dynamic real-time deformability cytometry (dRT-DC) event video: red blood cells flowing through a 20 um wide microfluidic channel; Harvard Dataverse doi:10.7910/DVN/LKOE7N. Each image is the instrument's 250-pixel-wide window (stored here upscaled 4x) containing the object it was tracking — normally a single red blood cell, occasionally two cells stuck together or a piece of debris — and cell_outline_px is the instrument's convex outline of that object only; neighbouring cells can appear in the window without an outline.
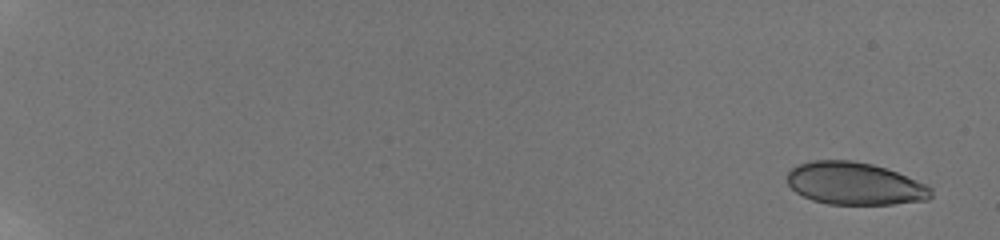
{"species": "human", "species_latin": "Homo sapiens", "temperature_condition": "room temperature", "stored_images_in_passage": 25, "camera_frame_rate_fps": 3000, "um_per_image_px": 0.085, "donor": {"sex": "male"}, "frame": {"image": 1, "passage_image": 1, "time_ms": 0.0, "image_size_px": [1000, 240], "cell_outline_px": [[932, 196], [928, 200], [892, 204], [828, 204], [812, 200], [796, 192], [788, 184], [788, 172], [792, 168], [800, 164], [812, 160], [852, 160], [872, 164], [896, 172], [928, 184], [932, 188]], "centroid_in_image_um": [72.68, 15.61], "position_along_channel_um": 12.3, "area_um2": 35.6}}
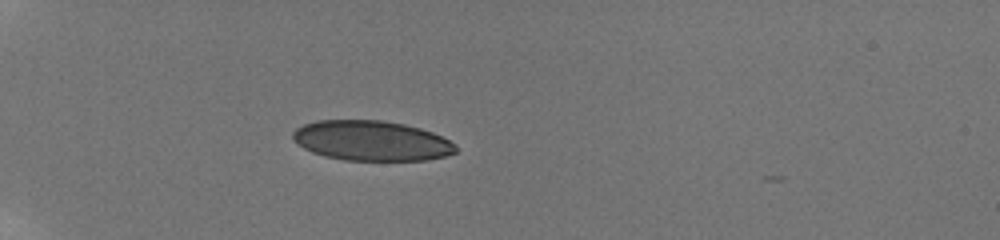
{"frame": {"image": 2, "passage_image": 14, "time_ms": 6.0, "image_size_px": [1000, 240], "cell_outline_px": [[456, 152], [444, 156], [424, 160], [344, 160], [324, 156], [312, 152], [304, 148], [292, 140], [292, 132], [296, 128], [304, 124], [316, 120], [380, 120], [404, 124], [420, 128], [432, 132], [456, 144]], "centroid_in_image_um": [31.53, 11.95], "position_along_channel_um": 53.5, "area_um2": 37.97}}
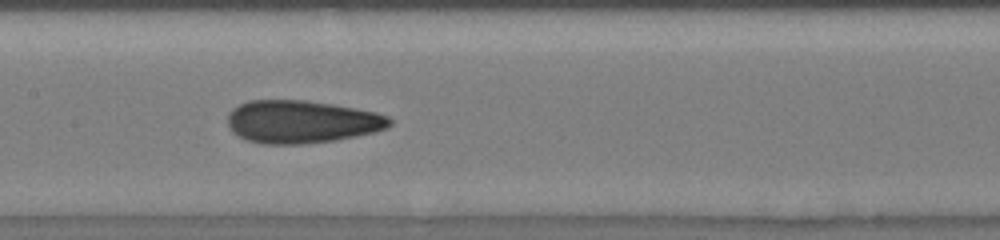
{"frame": {"image": 3, "passage_image": 23, "time_ms": 10.333, "image_size_px": [1000, 240], "cell_outline_px": [[392, 124], [388, 128], [376, 132], [336, 140], [304, 144], [264, 144], [248, 140], [232, 132], [228, 128], [228, 112], [232, 108], [248, 100], [304, 100], [332, 104], [356, 108], [376, 112], [388, 116], [392, 120]], "centroid_in_image_um": [25.65, 10.35], "position_along_channel_um": 181.8, "area_um2": 40.69}}